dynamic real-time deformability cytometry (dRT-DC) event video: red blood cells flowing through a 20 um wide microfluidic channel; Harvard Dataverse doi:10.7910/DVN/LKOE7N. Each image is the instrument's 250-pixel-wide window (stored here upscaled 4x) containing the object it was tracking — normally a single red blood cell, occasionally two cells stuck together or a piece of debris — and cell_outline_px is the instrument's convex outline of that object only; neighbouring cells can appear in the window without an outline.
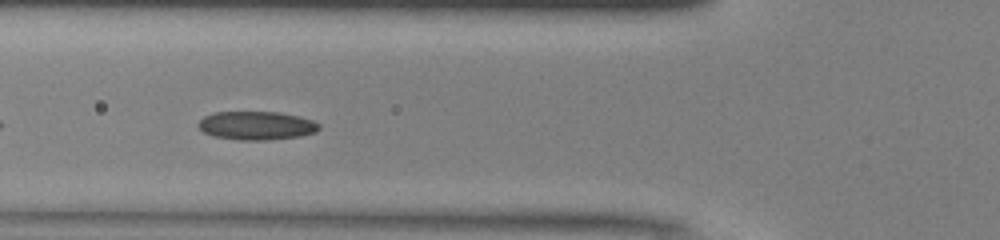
{"species": "common noctule bat (a hibernating species)", "species_latin": "Nyctalus noctula", "temperature_condition": "warm", "stored_images_in_passage": 38, "camera_frame_rate_fps": 3000, "um_per_image_px": 0.085, "animal": {"sex": "male", "body_mass_g": 13.0, "forearm_length_mm": 53.1}, "frame": {"image": 1, "passage_image": 6, "time_ms": 1.667, "image_size_px": [1000, 240], "cell_outline_px": [[320, 128], [316, 132], [300, 136], [264, 140], [240, 140], [212, 136], [204, 132], [196, 124], [204, 116], [212, 112], [280, 112], [300, 116], [312, 120], [320, 124]], "centroid_in_image_um": [21.8, 10.67], "position_along_channel_um": 104.0, "area_um2": 20.17}, "authors_computed_cell_mechanics": {"area_um2": 19.6809, "velocity_mm_per_s": 4.1027, "shape_relaxation_time_tau1_ms": 5.2053, "shape_relaxation_time_tau2_ms": 5.8589, "deformation_change_tau1": 0.0891, "deformation_change_tau2": 0.1188}}